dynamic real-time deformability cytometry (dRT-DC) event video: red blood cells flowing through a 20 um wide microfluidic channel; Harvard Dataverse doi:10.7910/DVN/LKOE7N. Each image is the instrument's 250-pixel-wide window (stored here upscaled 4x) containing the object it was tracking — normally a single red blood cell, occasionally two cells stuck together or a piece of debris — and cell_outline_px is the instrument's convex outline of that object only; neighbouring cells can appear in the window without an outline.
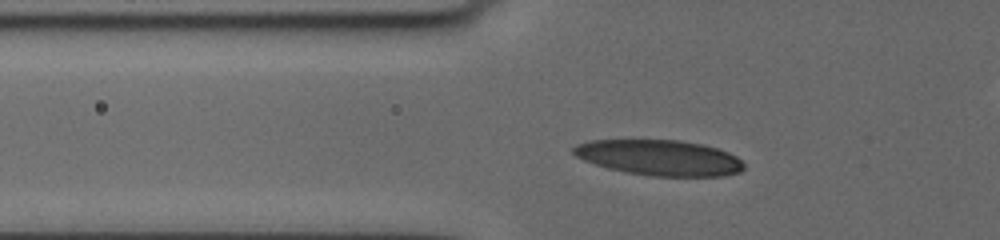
{"species": "human", "species_latin": "Homo sapiens", "temperature_condition": "cold", "stored_images_in_passage": 19, "camera_frame_rate_fps": 3000, "um_per_image_px": 0.085, "donor": {"sex": "female"}, "frame": {"image": 1, "passage_image": 4, "time_ms": 1.667, "image_size_px": [1000, 240], "cell_outline_px": [[744, 168], [740, 172], [724, 176], [652, 176], [628, 172], [608, 168], [584, 160], [576, 156], [572, 152], [572, 148], [576, 144], [588, 140], [676, 140], [704, 144], [728, 152], [736, 156], [744, 164]], "centroid_in_image_um": [56.06, 13.4], "position_along_channel_um": 69.7, "area_um2": 35.26}}
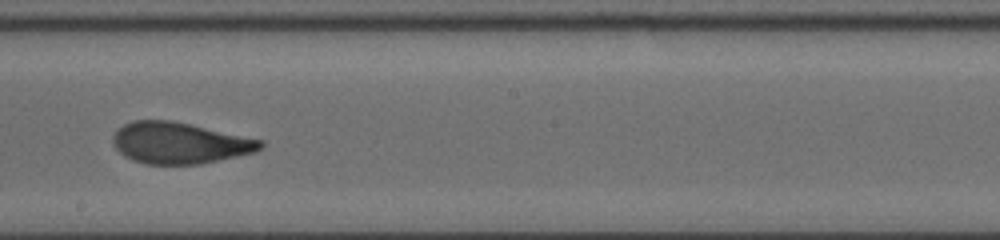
{"frame": {"image": 2, "passage_image": 13, "time_ms": 6.333, "image_size_px": [1000, 240], "cell_outline_px": [[264, 148], [256, 152], [200, 164], [148, 164], [132, 160], [124, 156], [112, 144], [112, 136], [116, 128], [132, 120], [172, 120], [264, 140]], "centroid_in_image_um": [15.26, 12.14], "position_along_channel_um": 232.9, "area_um2": 35.84}}
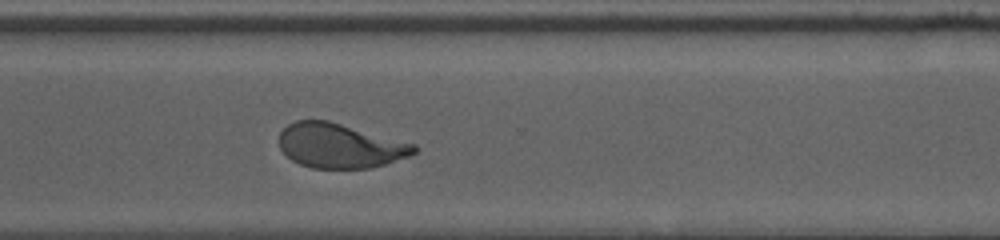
{"frame": {"image": 3, "passage_image": 19, "time_ms": 9.333, "image_size_px": [1000, 240], "cell_outline_px": [[416, 152], [408, 156], [384, 164], [368, 168], [312, 168], [300, 164], [292, 160], [280, 148], [280, 132], [288, 124], [296, 120], [328, 120], [416, 144]], "centroid_in_image_um": [28.88, 12.38], "position_along_channel_um": 341.7, "area_um2": 34.8}}